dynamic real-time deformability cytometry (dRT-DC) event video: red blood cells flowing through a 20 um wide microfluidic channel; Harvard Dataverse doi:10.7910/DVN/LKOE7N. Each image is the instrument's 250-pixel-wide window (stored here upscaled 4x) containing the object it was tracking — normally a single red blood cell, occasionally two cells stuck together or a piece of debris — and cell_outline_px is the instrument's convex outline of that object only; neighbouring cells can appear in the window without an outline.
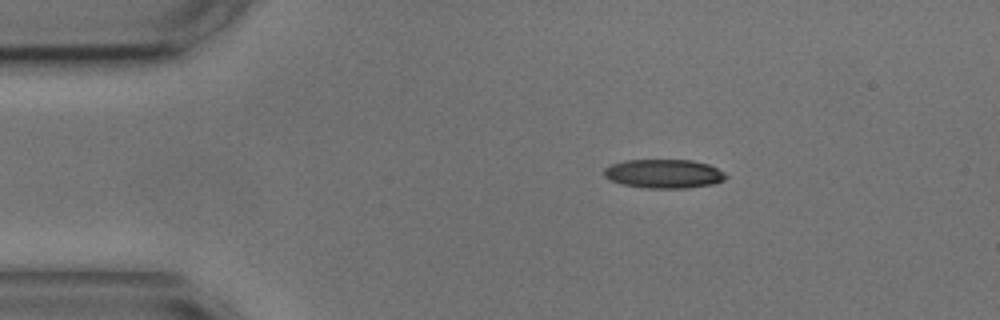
{"species": "common noctule bat (a hibernating species)", "species_latin": "Nyctalus noctula", "temperature_condition": "cold", "stored_images_in_passage": 3, "camera_frame_rate_fps": 3000, "um_per_image_px": 0.085, "animal": {"sex": "male", "body_mass_g": 17.9, "forearm_length_mm": 54.2}, "frame": {"image": 1, "passage_image": 2, "time_ms": 1.333, "image_size_px": [1000, 320], "cell_outline_px": [[728, 176], [724, 180], [712, 184], [688, 188], [644, 188], [624, 184], [612, 180], [604, 176], [604, 168], [612, 164], [624, 160], [692, 160], [708, 164], [724, 172]], "centroid_in_image_um": [56.44, 14.76], "position_along_channel_um": 28.6, "area_um2": 20.46}}